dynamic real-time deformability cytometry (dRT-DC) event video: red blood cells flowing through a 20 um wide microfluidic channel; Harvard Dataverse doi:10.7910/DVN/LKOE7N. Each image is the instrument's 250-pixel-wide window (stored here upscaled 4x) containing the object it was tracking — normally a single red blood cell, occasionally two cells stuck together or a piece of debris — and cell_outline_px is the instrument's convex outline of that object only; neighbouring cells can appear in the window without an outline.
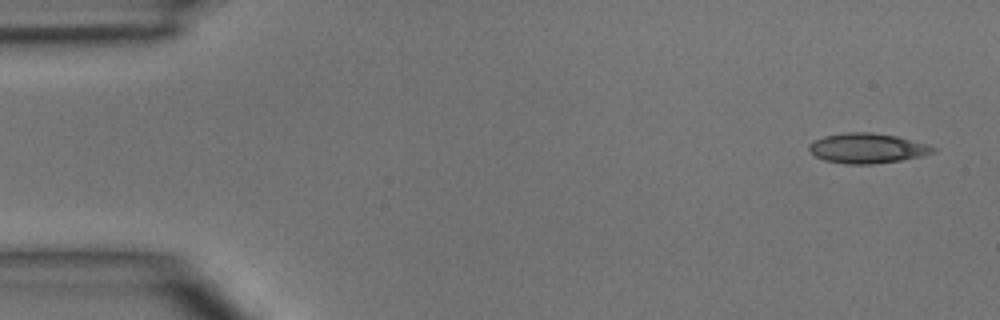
{"species": "common noctule bat (a hibernating species)", "species_latin": "Nyctalus noctula", "temperature_condition": "room temperature", "stored_images_in_passage": 4, "camera_frame_rate_fps": 3000, "um_per_image_px": 0.085, "animal": {"sex": "male", "body_mass_g": 15.6}, "frame": {"image": 1, "passage_image": 1, "time_ms": 0.0, "image_size_px": [1000, 320], "cell_outline_px": [[936, 148], [932, 152], [924, 156], [900, 160], [872, 164], [848, 164], [824, 160], [816, 156], [808, 148], [808, 144], [824, 136], [848, 132], [872, 132], [896, 136], [928, 144]], "centroid_in_image_um": [73.72, 12.6], "position_along_channel_um": 11.3, "area_um2": 21.5}}
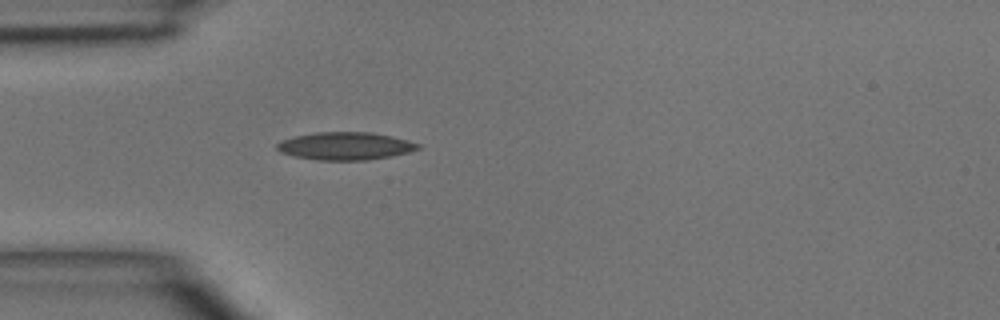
{"frame": {"image": 2, "passage_image": 4, "time_ms": 3.667, "image_size_px": [1000, 320], "cell_outline_px": [[420, 148], [408, 152], [392, 156], [368, 160], [316, 160], [296, 156], [280, 152], [276, 148], [276, 144], [280, 140], [296, 136], [316, 132], [372, 132], [392, 136], [408, 140], [420, 144]], "centroid_in_image_um": [29.35, 12.41], "position_along_channel_um": 55.6, "area_um2": 22.83}}